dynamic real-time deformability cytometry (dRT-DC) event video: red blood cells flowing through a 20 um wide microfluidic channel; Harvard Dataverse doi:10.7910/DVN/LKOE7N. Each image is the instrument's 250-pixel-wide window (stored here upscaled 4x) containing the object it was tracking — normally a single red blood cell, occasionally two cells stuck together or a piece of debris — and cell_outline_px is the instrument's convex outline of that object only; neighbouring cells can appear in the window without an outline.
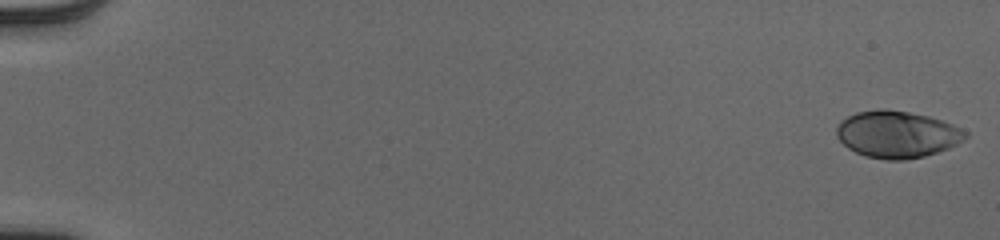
{"species": "human", "species_latin": "Homo sapiens", "temperature_condition": "cold", "stored_images_in_passage": 53, "camera_frame_rate_fps": 3000, "um_per_image_px": 0.085, "donor": {"sex": "male"}, "frame": {"image": 1, "passage_image": 1, "time_ms": 0.0, "image_size_px": [1000, 240], "cell_outline_px": [[968, 136], [964, 140], [948, 148], [924, 156], [904, 160], [884, 160], [864, 156], [848, 148], [836, 136], [836, 128], [840, 120], [856, 112], [880, 108], [908, 112], [928, 116], [952, 124], [968, 132]], "centroid_in_image_um": [76.22, 11.42], "position_along_channel_um": 8.8, "area_um2": 35.26}}
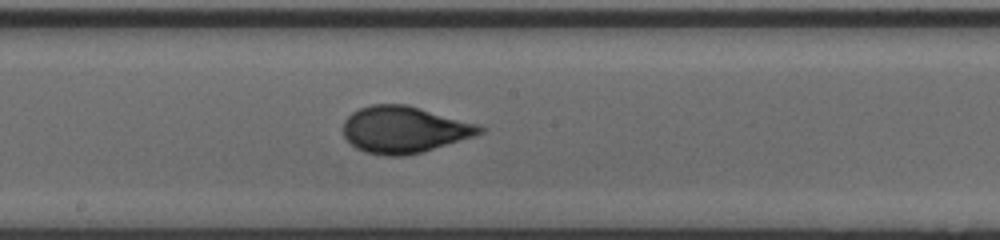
{"frame": {"image": 2, "passage_image": 31, "time_ms": 10.0, "image_size_px": [1000, 240], "cell_outline_px": [[484, 132], [476, 136], [420, 152], [404, 156], [384, 156], [364, 152], [356, 148], [344, 136], [344, 120], [352, 112], [360, 108], [372, 104], [408, 104], [480, 124], [484, 128]], "centroid_in_image_um": [34.38, 11.01], "position_along_channel_um": 213.8, "area_um2": 37.34}}
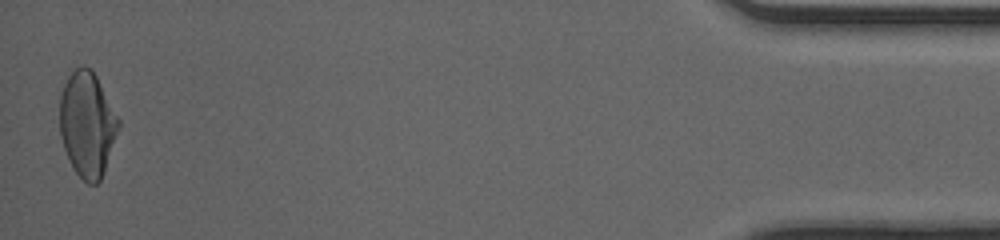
{"frame": {"image": 3, "passage_image": 53, "time_ms": 17.333, "image_size_px": [1000, 240], "cell_outline_px": [[120, 124], [104, 172], [100, 180], [96, 184], [88, 184], [76, 172], [64, 148], [60, 132], [60, 96], [68, 68], [84, 64], [92, 68], [120, 120]], "centroid_in_image_um": [7.4, 10.46], "position_along_channel_um": 427.8, "area_um2": 36.24}, "authors_computed_cell_mechanics": {"area_um2": 35.6626, "velocity_mm_per_s": 3.9995, "shape_relaxation_time_tau1_ms": 4.2833, "shape_relaxation_time_tau2_ms": null, "deformation_change_tau1": 0.1913, "deformation_change_tau2": null}}